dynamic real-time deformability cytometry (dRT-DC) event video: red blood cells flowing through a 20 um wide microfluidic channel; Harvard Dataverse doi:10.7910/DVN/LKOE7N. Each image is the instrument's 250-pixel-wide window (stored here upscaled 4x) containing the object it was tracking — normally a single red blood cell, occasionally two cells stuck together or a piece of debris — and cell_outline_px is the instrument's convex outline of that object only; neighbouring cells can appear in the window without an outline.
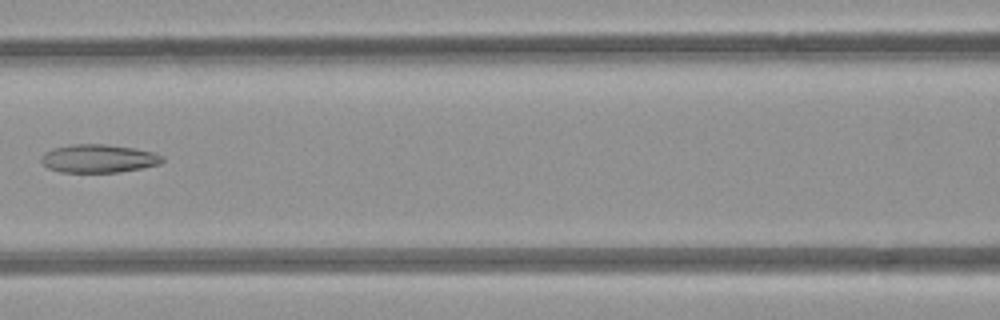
{"species": "common noctule bat (a hibernating species)", "species_latin": "Nyctalus noctula", "temperature_condition": "room temperature", "stored_images_in_passage": 7, "camera_frame_rate_fps": 3000, "um_per_image_px": 0.085, "animal": {"sex": "female", "body_mass_g": 21.9}, "frame": {"image": 1, "passage_image": 7, "time_ms": 7.0, "image_size_px": [1000, 320], "cell_outline_px": [[164, 160], [160, 164], [120, 172], [60, 172], [48, 168], [40, 160], [40, 156], [44, 152], [52, 148], [72, 144], [104, 144], [132, 148], [152, 152], [164, 156]], "centroid_in_image_um": [8.34, 13.47], "position_along_channel_um": 158.3, "area_um2": 19.94}}